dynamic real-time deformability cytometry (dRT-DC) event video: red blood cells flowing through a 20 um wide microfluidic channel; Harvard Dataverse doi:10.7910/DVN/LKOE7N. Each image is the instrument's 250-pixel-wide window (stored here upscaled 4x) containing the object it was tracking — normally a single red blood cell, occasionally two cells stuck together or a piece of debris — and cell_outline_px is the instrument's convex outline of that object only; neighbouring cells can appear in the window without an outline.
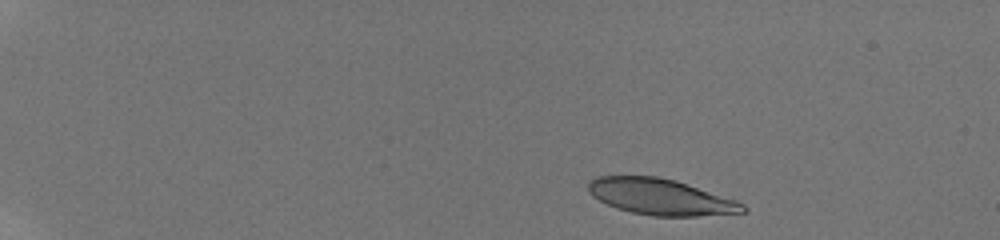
{"species": "human", "species_latin": "Homo sapiens", "temperature_condition": "room temperature", "stored_images_in_passage": 33, "camera_frame_rate_fps": 3000, "um_per_image_px": 0.085, "donor": {"sex": "male"}, "frame": {"image": 1, "passage_image": 2, "time_ms": 0.667, "image_size_px": [1000, 240], "cell_outline_px": [[748, 208], [744, 212], [696, 216], [652, 216], [632, 212], [616, 208], [592, 196], [588, 192], [588, 180], [596, 176], [656, 176], [676, 180], [736, 200], [744, 204]], "centroid_in_image_um": [56.13, 16.72], "position_along_channel_um": 28.9, "area_um2": 32.48}}
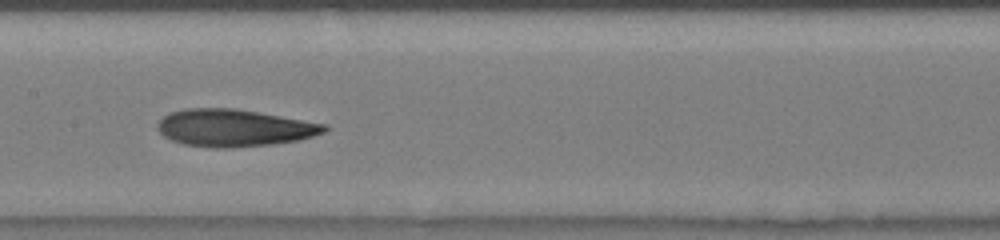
{"frame": {"image": 2, "passage_image": 18, "time_ms": 8.0, "image_size_px": [1000, 240], "cell_outline_px": [[328, 128], [324, 132], [300, 140], [272, 144], [232, 148], [212, 148], [184, 144], [172, 140], [164, 136], [156, 128], [156, 124], [164, 116], [172, 112], [184, 108], [236, 108], [328, 124]], "centroid_in_image_um": [19.9, 10.87], "position_along_channel_um": 187.5, "area_um2": 36.36}}
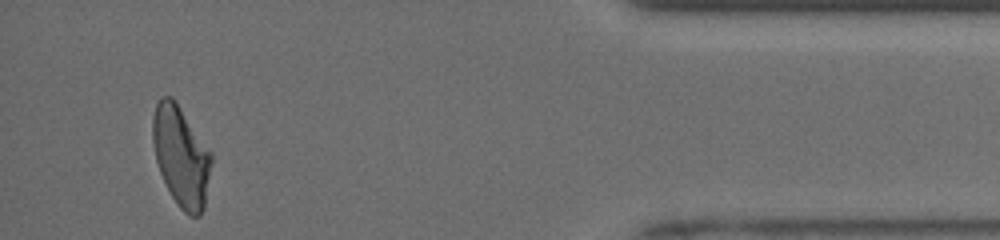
{"frame": {"image": 3, "passage_image": 32, "time_ms": 15.0, "image_size_px": [1000, 240], "cell_outline_px": [[212, 164], [204, 208], [200, 216], [188, 216], [180, 208], [172, 196], [160, 172], [156, 160], [152, 140], [152, 116], [156, 104], [160, 96], [172, 96], [176, 100], [212, 152]], "centroid_in_image_um": [15.4, 13.25], "position_along_channel_um": 419.8, "area_um2": 34.62}, "authors_computed_cell_mechanics": {"area_um2": 34.5066, "velocity_mm_per_s": 3.9516, "shape_relaxation_time_tau1_ms": 6.7624, "shape_relaxation_time_tau2_ms": 2.4592, "deformation_change_tau1": 0.2256, "deformation_change_tau2": 0.1071}}